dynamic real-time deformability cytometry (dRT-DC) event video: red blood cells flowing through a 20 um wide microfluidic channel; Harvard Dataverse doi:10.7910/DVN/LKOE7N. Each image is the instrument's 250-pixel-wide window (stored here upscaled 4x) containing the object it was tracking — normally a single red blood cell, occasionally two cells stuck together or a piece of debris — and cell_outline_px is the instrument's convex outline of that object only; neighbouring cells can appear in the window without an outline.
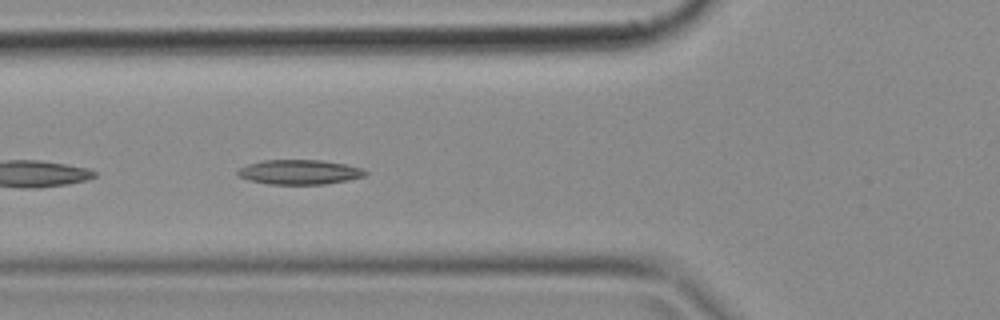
{"species": "common noctule bat (a hibernating species)", "species_latin": "Nyctalus noctula", "temperature_condition": "cold", "stored_images_in_passage": 25, "camera_frame_rate_fps": 3000, "um_per_image_px": 0.085, "animal": {"sex": "female", "body_mass_g": 18.4}, "frame": {"image": 1, "passage_image": 15, "time_ms": 4.667, "image_size_px": [1000, 320], "cell_outline_px": [[368, 172], [364, 176], [348, 180], [324, 184], [268, 184], [248, 180], [236, 176], [236, 172], [240, 168], [248, 164], [260, 160], [320, 160], [344, 164], [364, 168]], "centroid_in_image_um": [25.42, 14.62], "position_along_channel_um": 100.4, "area_um2": 18.44}}
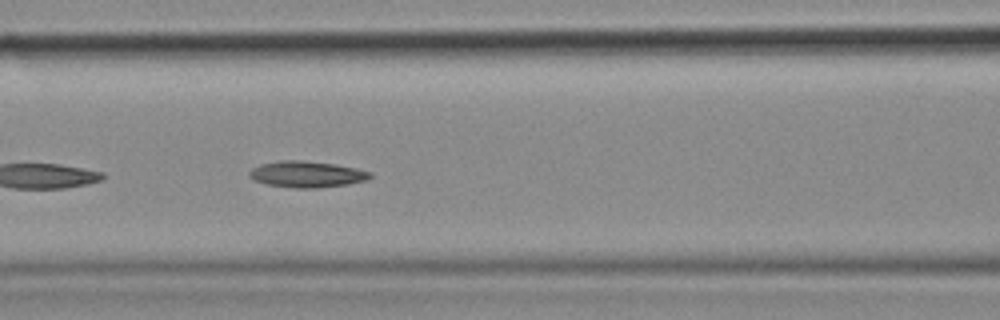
{"frame": {"image": 2, "passage_image": 18, "time_ms": 5.667, "image_size_px": [1000, 320], "cell_outline_px": [[372, 176], [368, 180], [348, 184], [316, 188], [296, 188], [268, 184], [252, 180], [248, 176], [248, 172], [252, 168], [260, 164], [280, 160], [300, 160], [336, 164], [356, 168], [372, 172]], "centroid_in_image_um": [26.07, 14.8], "position_along_channel_um": 140.5, "area_um2": 18.61}}